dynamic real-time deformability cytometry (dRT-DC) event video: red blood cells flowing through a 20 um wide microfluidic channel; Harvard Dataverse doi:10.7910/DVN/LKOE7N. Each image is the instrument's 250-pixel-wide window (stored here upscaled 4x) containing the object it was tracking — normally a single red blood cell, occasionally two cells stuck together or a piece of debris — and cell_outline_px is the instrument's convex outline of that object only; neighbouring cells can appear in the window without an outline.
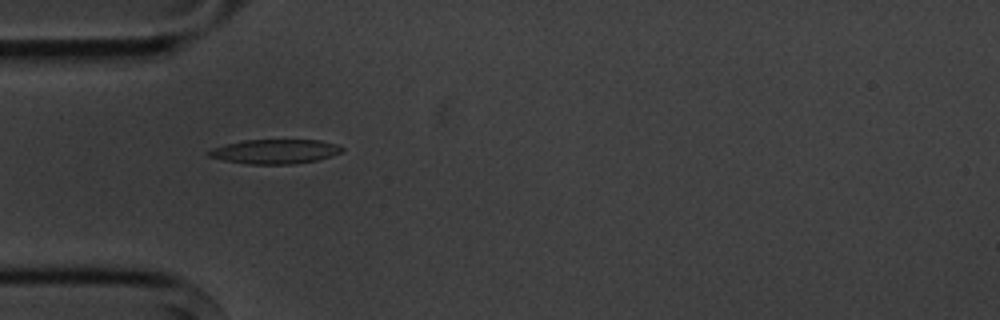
{"species": "common noctule bat (a hibernating species)", "species_latin": "Nyctalus noctula", "temperature_condition": "cold", "stored_images_in_passage": 3, "camera_frame_rate_fps": 3000, "um_per_image_px": 0.085, "animal": {"sex": "male", "body_mass_g": 20.1, "forearm_length_mm": 53.5}, "frame": {"image": 1, "passage_image": 2, "time_ms": 2.333, "image_size_px": [1000, 320], "cell_outline_px": [[344, 152], [332, 156], [316, 160], [292, 164], [248, 164], [224, 160], [208, 156], [208, 152], [212, 148], [244, 140], [320, 140], [336, 144], [344, 148]], "centroid_in_image_um": [23.42, 12.88], "position_along_channel_um": 61.6, "area_um2": 18.84}}
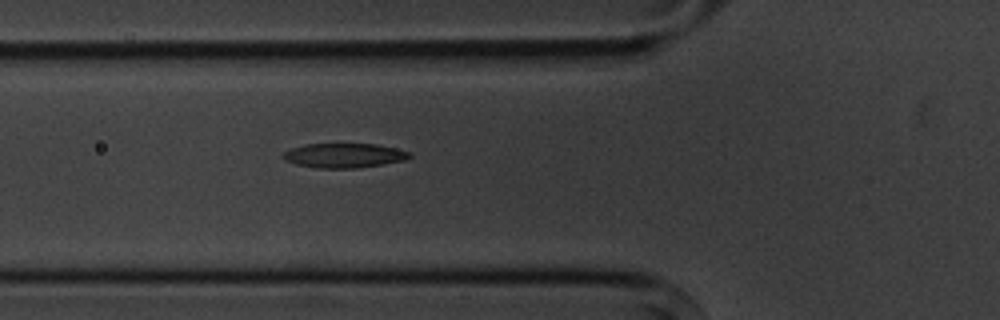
{"frame": {"image": 2, "passage_image": 3, "time_ms": 3.333, "image_size_px": [1000, 320], "cell_outline_px": [[412, 156], [404, 160], [384, 164], [356, 168], [316, 168], [296, 164], [284, 160], [280, 156], [284, 152], [292, 148], [304, 144], [376, 144], [396, 148], [412, 152]], "centroid_in_image_um": [29.24, 13.22], "position_along_channel_um": 96.6, "area_um2": 18.15}}